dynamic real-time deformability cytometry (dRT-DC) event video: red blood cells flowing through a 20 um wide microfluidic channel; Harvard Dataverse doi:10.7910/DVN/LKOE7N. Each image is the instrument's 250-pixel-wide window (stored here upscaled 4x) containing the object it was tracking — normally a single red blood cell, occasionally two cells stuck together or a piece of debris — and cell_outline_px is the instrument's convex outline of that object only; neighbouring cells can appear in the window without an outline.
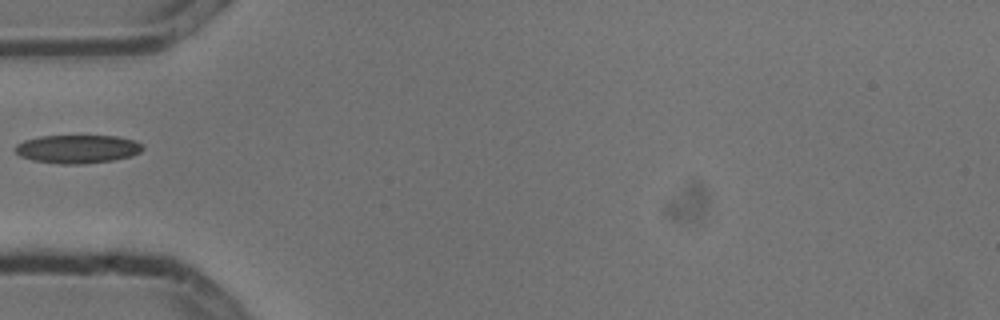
{"species": "common noctule bat (a hibernating species)", "species_latin": "Nyctalus noctula", "temperature_condition": "cold", "stored_images_in_passage": 2, "camera_frame_rate_fps": 3000, "um_per_image_px": 0.085, "animal": {"sex": "male", "body_mass_g": 13.3}, "frame": {"image": 1, "passage_image": 1, "time_ms": 0.0, "image_size_px": [1000, 320], "cell_outline_px": [[144, 148], [140, 152], [132, 156], [112, 160], [84, 164], [60, 164], [32, 160], [20, 156], [16, 152], [16, 144], [24, 140], [40, 136], [116, 136], [136, 140], [144, 144]], "centroid_in_image_um": [6.62, 12.66], "position_along_channel_um": 78.4, "area_um2": 21.21}}
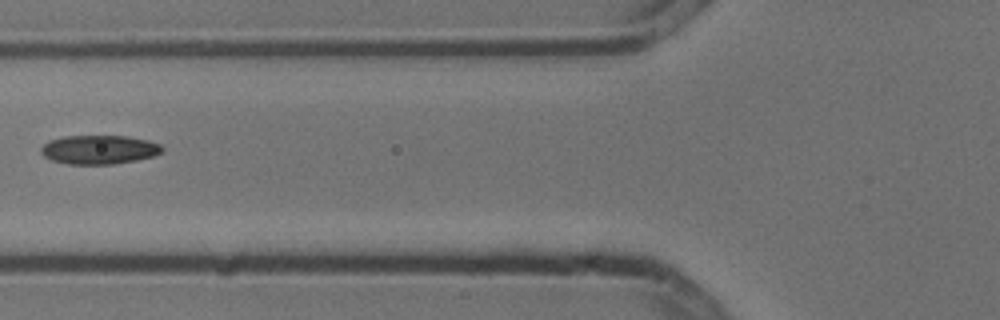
{"frame": {"image": 2, "passage_image": 2, "time_ms": 0.333, "image_size_px": [1000, 320], "cell_outline_px": [[164, 152], [152, 156], [136, 160], [112, 164], [68, 164], [52, 160], [44, 156], [40, 152], [40, 148], [48, 140], [64, 136], [128, 136], [148, 140], [160, 144], [164, 148]], "centroid_in_image_um": [8.43, 12.71], "position_along_channel_um": 117.4, "area_um2": 20.52}}